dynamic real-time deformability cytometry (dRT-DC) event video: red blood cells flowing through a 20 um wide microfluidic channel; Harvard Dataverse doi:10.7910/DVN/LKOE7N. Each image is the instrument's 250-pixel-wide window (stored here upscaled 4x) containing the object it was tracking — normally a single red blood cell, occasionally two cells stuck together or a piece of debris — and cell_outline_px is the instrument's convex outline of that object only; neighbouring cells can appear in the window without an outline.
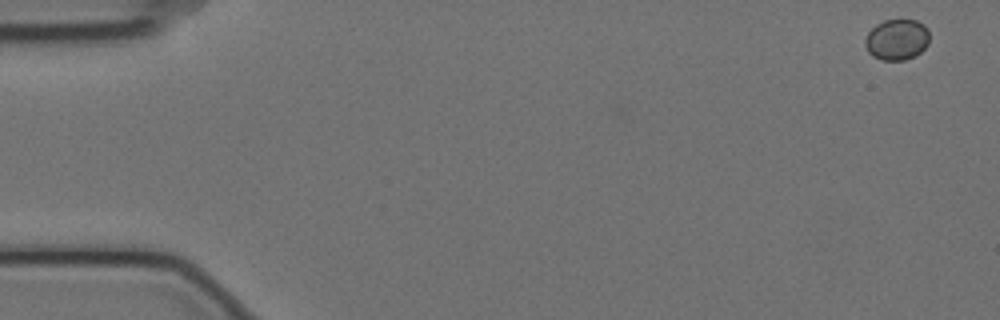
{"species": "Egyptian fruit bat (a non-hibernating species)", "species_latin": "Rousettus aegyptiacus", "temperature_condition": "cold", "stored_images_in_passage": 13, "camera_frame_rate_fps": 3000, "um_per_image_px": 0.085, "animal": {"sex": "female"}, "frame": {"image": 1, "passage_image": 1, "time_ms": 0.0, "image_size_px": [1000, 320], "cell_outline_px": [[928, 44], [916, 56], [904, 60], [880, 60], [872, 56], [868, 52], [864, 44], [864, 40], [868, 32], [876, 24], [884, 20], [916, 20], [924, 24], [928, 28]], "centroid_in_image_um": [76.22, 3.37], "position_along_channel_um": 8.8, "area_um2": 15.49}}
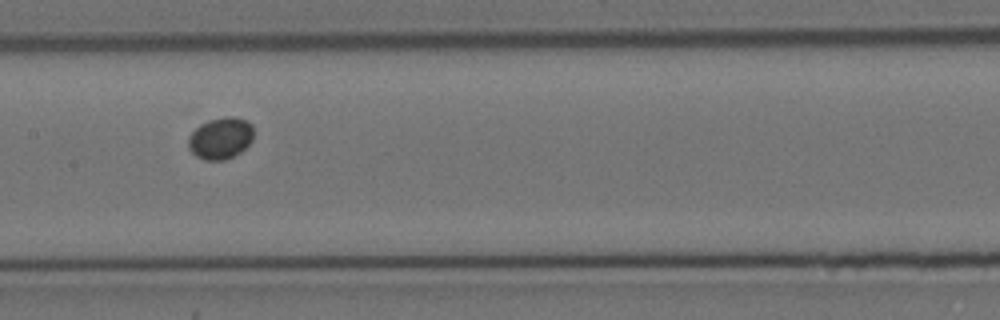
{"frame": {"image": 2, "passage_image": 8, "time_ms": 2.333, "image_size_px": [1000, 320], "cell_outline_px": [[252, 140], [240, 152], [224, 160], [204, 160], [196, 156], [188, 148], [188, 136], [200, 124], [208, 120], [224, 116], [232, 116], [248, 120], [252, 124]], "centroid_in_image_um": [18.73, 11.73], "position_along_channel_um": 188.7, "area_um2": 15.9}}
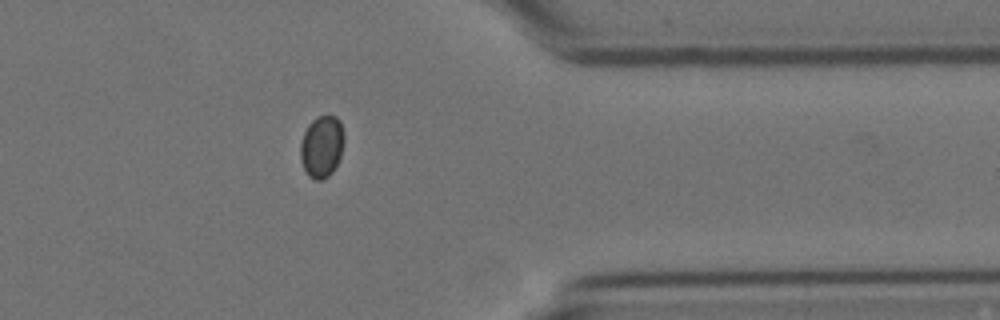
{"frame": {"image": 3, "passage_image": 13, "time_ms": 4.0, "image_size_px": [1000, 320], "cell_outline_px": [[344, 140], [340, 156], [332, 172], [328, 176], [320, 180], [312, 180], [308, 176], [300, 160], [300, 144], [304, 132], [308, 124], [316, 116], [336, 116], [340, 120], [344, 132]], "centroid_in_image_um": [27.34, 12.44], "position_along_channel_um": 384.1, "area_um2": 15.9}}